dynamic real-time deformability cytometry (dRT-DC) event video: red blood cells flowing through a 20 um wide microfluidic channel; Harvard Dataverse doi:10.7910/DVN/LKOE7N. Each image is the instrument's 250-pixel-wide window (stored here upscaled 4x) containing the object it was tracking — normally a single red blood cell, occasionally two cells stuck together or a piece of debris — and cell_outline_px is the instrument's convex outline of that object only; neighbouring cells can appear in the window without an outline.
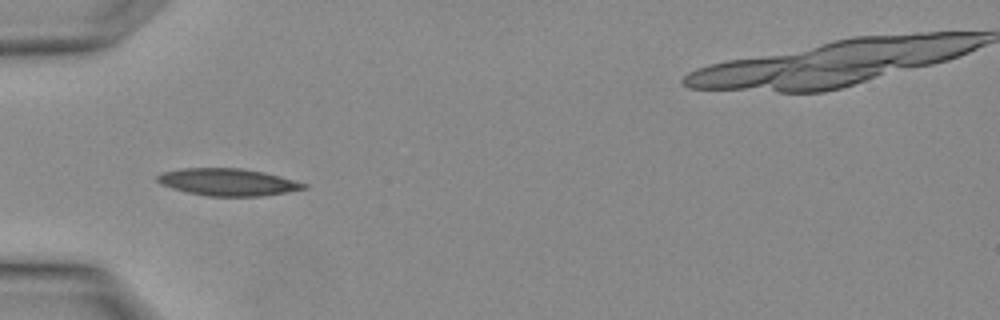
{"species": "Egyptian fruit bat (a non-hibernating species)", "species_latin": "Rousettus aegyptiacus", "temperature_condition": "warm", "stored_images_in_passage": 3, "camera_frame_rate_fps": 3000, "um_per_image_px": 0.085, "animal": {"sex": "female"}, "frame": {"image": 1, "passage_image": 3, "time_ms": 0.667, "image_size_px": [1000, 320], "cell_outline_px": [[308, 188], [260, 196], [208, 196], [188, 192], [172, 188], [160, 184], [156, 180], [156, 176], [164, 172], [184, 168], [240, 168], [264, 172], [308, 184]], "centroid_in_image_um": [19.35, 15.47], "position_along_channel_um": 65.6, "area_um2": 22.95}}